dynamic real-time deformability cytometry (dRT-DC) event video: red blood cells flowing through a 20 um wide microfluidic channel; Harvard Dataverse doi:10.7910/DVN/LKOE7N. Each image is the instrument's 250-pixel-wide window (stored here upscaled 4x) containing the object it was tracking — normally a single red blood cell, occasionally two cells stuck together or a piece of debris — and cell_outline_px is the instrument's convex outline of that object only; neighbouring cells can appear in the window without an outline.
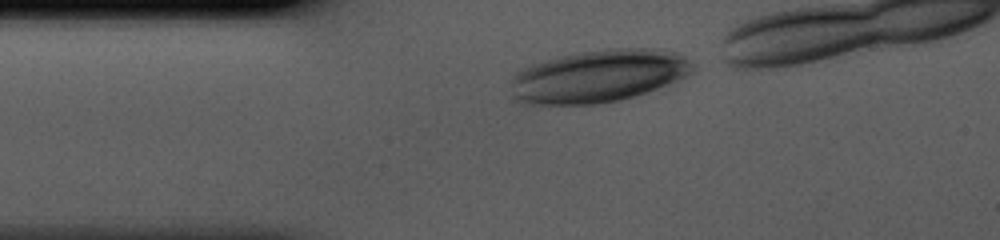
{"species": "human", "species_latin": "Homo sapiens", "temperature_condition": "cold", "stored_images_in_passage": 31, "camera_frame_rate_fps": 3000, "um_per_image_px": 0.085, "donor": {"sex": "male"}, "frame": {"image": 1, "passage_image": 1, "time_ms": 0.0, "image_size_px": [1000, 240], "cell_outline_px": [[696, 72], [668, 84], [620, 100], [596, 104], [520, 104], [512, 96], [512, 76], [520, 68], [556, 56], [604, 48], [660, 48], [676, 52], [684, 56], [696, 64]], "centroid_in_image_um": [50.88, 6.44], "position_along_channel_um": 34.1, "area_um2": 56.41}}
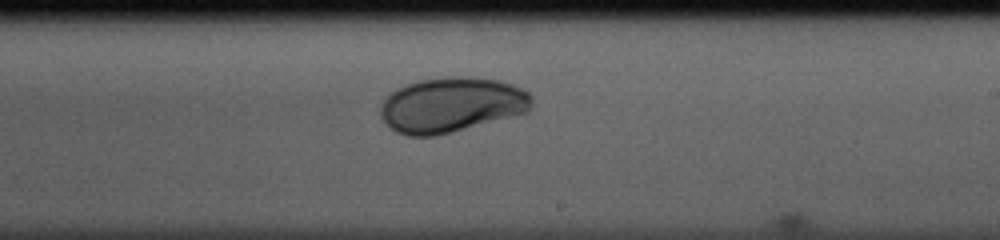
{"frame": {"image": 2, "passage_image": 18, "time_ms": 5.667, "image_size_px": [1000, 240], "cell_outline_px": [[532, 104], [528, 112], [452, 132], [436, 136], [408, 136], [396, 132], [380, 116], [380, 108], [384, 100], [392, 92], [408, 84], [420, 80], [468, 76], [500, 80], [524, 88], [532, 96]], "centroid_in_image_um": [38.42, 8.92], "position_along_channel_um": 250.6, "area_um2": 48.26}}
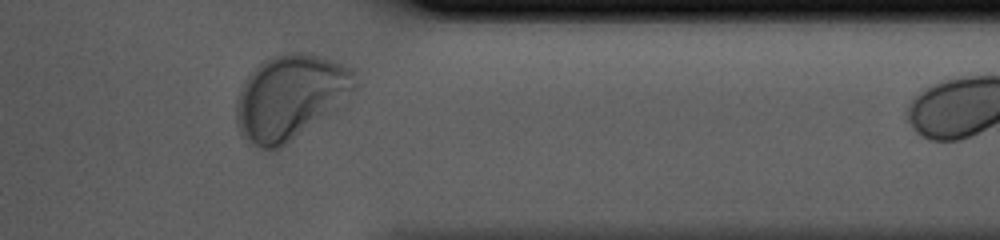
{"frame": {"image": 3, "passage_image": 28, "time_ms": 9.0, "image_size_px": [1000, 240], "cell_outline_px": [[360, 88], [356, 92], [336, 108], [276, 152], [272, 152], [260, 148], [252, 144], [240, 136], [236, 124], [236, 100], [240, 88], [244, 80], [264, 60], [272, 56], [284, 52], [308, 52], [344, 64], [352, 68], [356, 72]], "centroid_in_image_um": [24.7, 8.25], "position_along_channel_um": 386.7, "area_um2": 59.59}}